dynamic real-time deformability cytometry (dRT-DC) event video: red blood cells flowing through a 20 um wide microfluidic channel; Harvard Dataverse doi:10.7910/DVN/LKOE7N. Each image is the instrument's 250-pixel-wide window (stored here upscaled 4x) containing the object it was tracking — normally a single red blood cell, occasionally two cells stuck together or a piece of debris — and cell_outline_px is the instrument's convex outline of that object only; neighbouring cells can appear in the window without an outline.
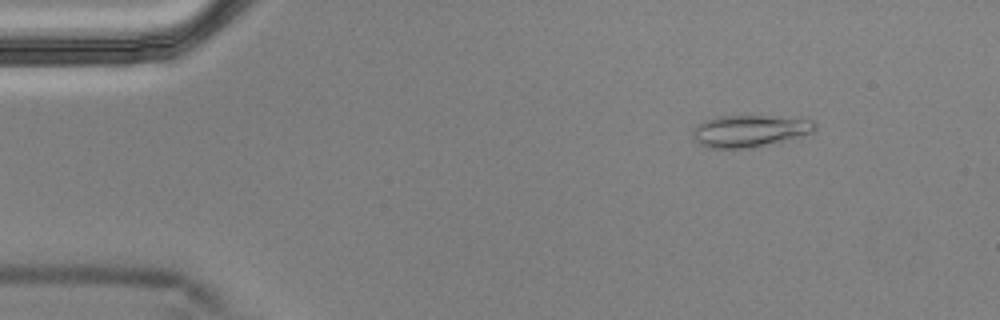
{"species": "Egyptian fruit bat (a non-hibernating species)", "species_latin": "Rousettus aegyptiacus", "temperature_condition": "cold", "stored_images_in_passage": 55, "camera_frame_rate_fps": 3000, "um_per_image_px": 0.085, "animal": {"sex": "male"}, "frame": {"image": 1, "passage_image": 7, "time_ms": 2.0, "image_size_px": [1000, 320], "cell_outline_px": [[816, 128], [812, 132], [784, 140], [752, 148], [704, 148], [692, 136], [692, 128], [696, 124], [704, 120], [720, 116], [764, 116], [812, 120], [816, 124]], "centroid_in_image_um": [63.63, 11.14], "position_along_channel_um": 21.4, "area_um2": 22.54}}
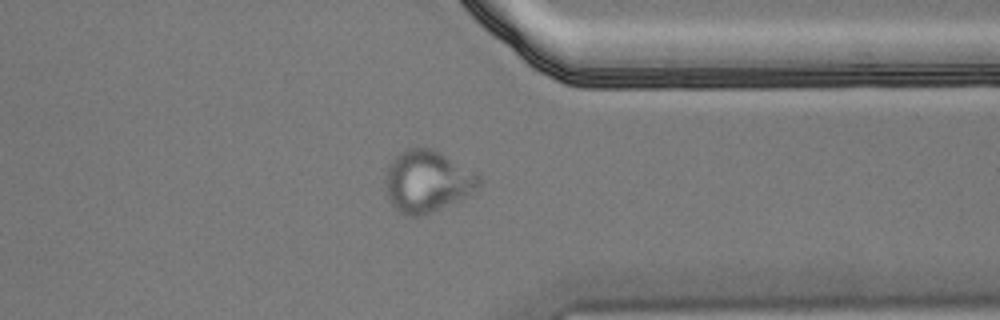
{"frame": {"image": 2, "passage_image": 43, "time_ms": 14.0, "image_size_px": [1000, 320], "cell_outline_px": [[484, 180], [476, 192], [472, 196], [432, 212], [420, 216], [404, 216], [392, 204], [388, 196], [384, 180], [392, 156], [408, 148], [432, 148], [480, 172]], "centroid_in_image_um": [36.41, 15.41], "position_along_channel_um": 375.0, "area_um2": 34.74}}
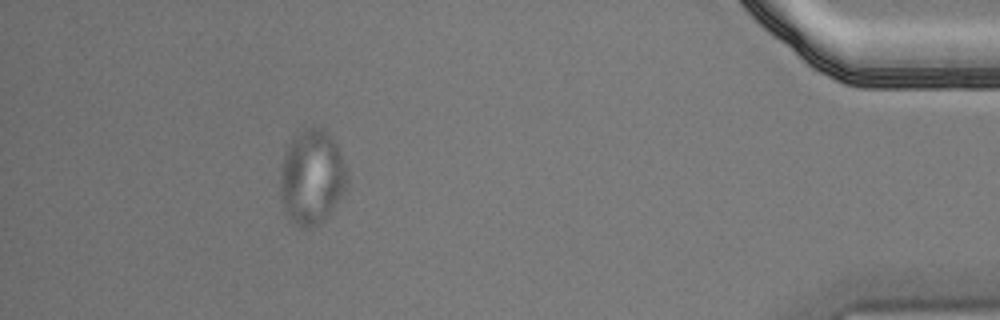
{"frame": {"image": 3, "passage_image": 50, "time_ms": 16.333, "image_size_px": [1000, 320], "cell_outline_px": [[348, 188], [328, 216], [316, 228], [304, 228], [288, 220], [280, 196], [280, 168], [284, 152], [292, 136], [304, 128], [324, 128], [328, 132], [336, 144], [348, 172]], "centroid_in_image_um": [26.5, 15.08], "position_along_channel_um": 408.7, "area_um2": 37.8}}